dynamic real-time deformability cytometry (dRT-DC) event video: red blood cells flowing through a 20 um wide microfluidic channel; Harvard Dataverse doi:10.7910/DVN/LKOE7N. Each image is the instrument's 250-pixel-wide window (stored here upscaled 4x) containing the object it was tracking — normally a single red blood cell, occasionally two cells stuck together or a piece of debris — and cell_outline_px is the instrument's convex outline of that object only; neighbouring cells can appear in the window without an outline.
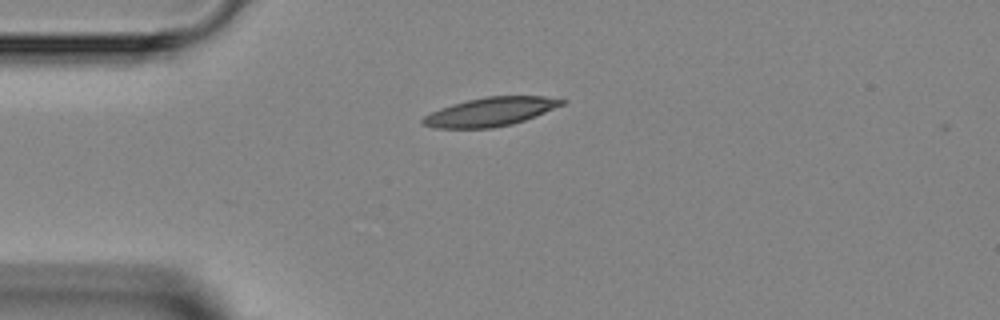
{"species": "Egyptian fruit bat (a non-hibernating species)", "species_latin": "Rousettus aegyptiacus", "temperature_condition": "room temperature", "stored_images_in_passage": 2, "camera_frame_rate_fps": 3000, "um_per_image_px": 0.085, "animal": {"sex": "female"}, "frame": {"image": 1, "passage_image": 1, "time_ms": 0.0, "image_size_px": [1000, 320], "cell_outline_px": [[568, 100], [564, 104], [536, 116], [512, 124], [492, 128], [432, 128], [420, 124], [420, 120], [424, 116], [440, 108], [452, 104], [484, 96], [544, 96]], "centroid_in_image_um": [41.66, 9.5], "position_along_channel_um": 43.3, "area_um2": 23.35}}